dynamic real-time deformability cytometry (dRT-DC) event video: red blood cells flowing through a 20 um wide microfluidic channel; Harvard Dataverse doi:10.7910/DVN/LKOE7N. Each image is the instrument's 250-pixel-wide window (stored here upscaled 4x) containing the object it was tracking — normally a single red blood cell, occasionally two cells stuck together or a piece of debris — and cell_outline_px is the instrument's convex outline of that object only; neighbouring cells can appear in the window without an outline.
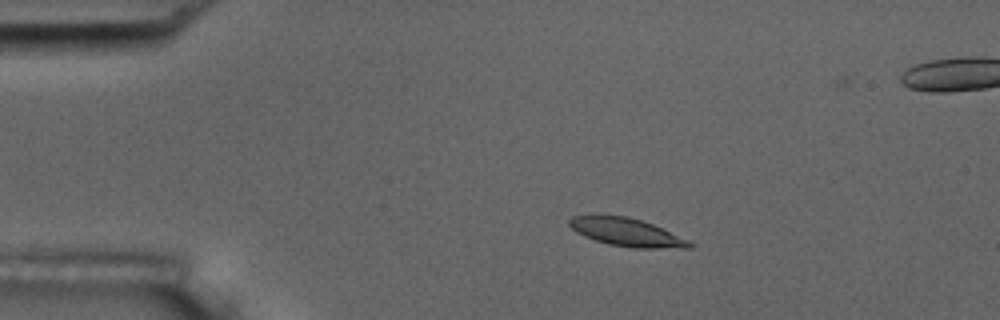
{"species": "common noctule bat (a hibernating species)", "species_latin": "Nyctalus noctula", "temperature_condition": "room temperature", "stored_images_in_passage": 6, "camera_frame_rate_fps": 3000, "um_per_image_px": 0.085, "animal": {"sex": "male", "body_mass_g": 17.5, "forearm_length_mm": 52.3}, "frame": {"image": 1, "passage_image": 3, "time_ms": 2.333, "image_size_px": [1000, 320], "cell_outline_px": [[696, 244], [692, 248], [632, 248], [608, 244], [584, 236], [576, 232], [568, 224], [568, 220], [572, 216], [600, 212], [628, 216], [652, 224], [688, 240]], "centroid_in_image_um": [53.19, 19.7], "position_along_channel_um": 31.8, "area_um2": 20.23}}